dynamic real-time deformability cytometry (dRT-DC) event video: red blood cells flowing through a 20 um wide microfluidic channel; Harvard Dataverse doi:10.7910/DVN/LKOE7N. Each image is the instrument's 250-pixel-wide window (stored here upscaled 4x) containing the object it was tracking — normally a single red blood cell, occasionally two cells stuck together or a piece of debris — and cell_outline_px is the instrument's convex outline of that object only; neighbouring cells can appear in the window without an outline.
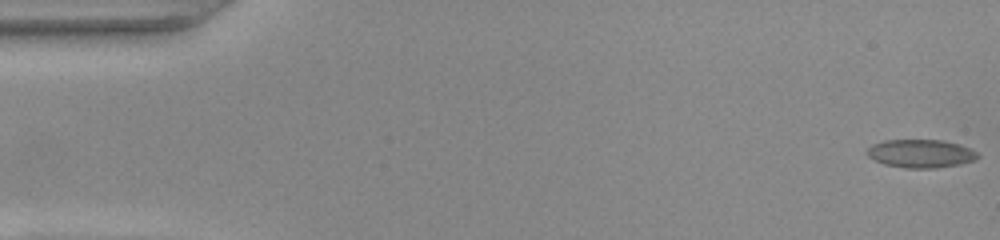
{"species": "common noctule bat (a hibernating species)", "species_latin": "Nyctalus noctula", "temperature_condition": "warm", "stored_images_in_passage": 53, "camera_frame_rate_fps": 3000, "um_per_image_px": 0.085, "animal": {"sex": "female", "body_mass_g": 22.0, "forearm_length_mm": 56.7}, "frame": {"image": 1, "passage_image": 1, "time_ms": 0.0, "image_size_px": [1000, 240], "cell_outline_px": [[980, 156], [976, 160], [960, 164], [936, 168], [904, 168], [884, 164], [868, 156], [864, 152], [872, 144], [884, 140], [944, 140], [972, 148]], "centroid_in_image_um": [78.27, 13.05], "position_along_channel_um": 6.7, "area_um2": 18.38}}
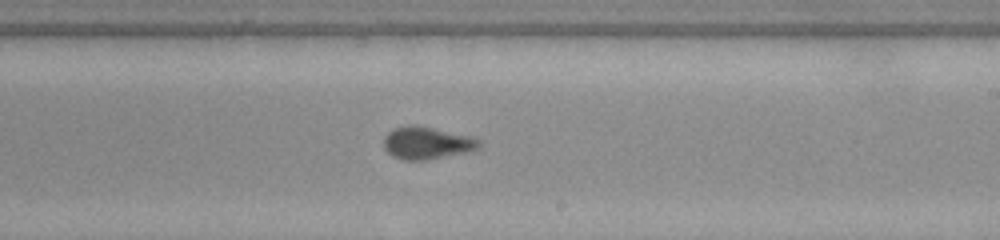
{"frame": {"image": 2, "passage_image": 31, "time_ms": 10.0, "image_size_px": [1000, 240], "cell_outline_px": [[480, 148], [468, 152], [424, 160], [404, 160], [392, 156], [384, 148], [384, 136], [392, 128], [412, 124], [472, 136], [480, 140]], "centroid_in_image_um": [36.27, 12.15], "position_along_channel_um": 252.7, "area_um2": 18.03}}
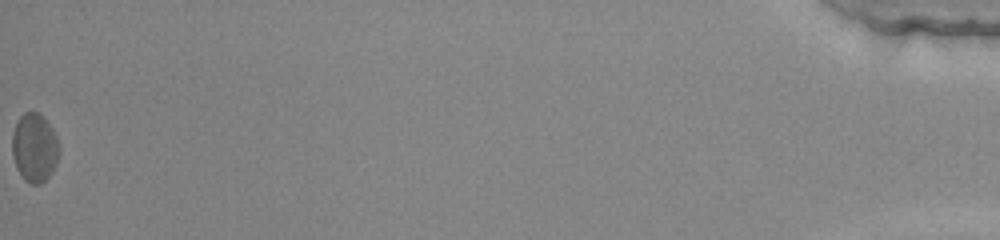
{"frame": {"image": 3, "passage_image": 53, "time_ms": 17.333, "image_size_px": [1000, 240], "cell_outline_px": [[60, 152], [56, 164], [52, 172], [40, 184], [28, 184], [24, 180], [16, 168], [12, 156], [12, 132], [16, 120], [24, 112], [40, 112], [52, 128], [56, 136], [60, 148]], "centroid_in_image_um": [2.92, 12.54], "position_along_channel_um": 432.3, "area_um2": 19.19}, "authors_computed_cell_mechanics": {"area_um2": 17.6868, "velocity_mm_per_s": 3.8914, "shape_relaxation_time_tau1_ms": null, "shape_relaxation_time_tau2_ms": 0.8346, "deformation_change_tau1": null, "deformation_change_tau2": 0.0645}}